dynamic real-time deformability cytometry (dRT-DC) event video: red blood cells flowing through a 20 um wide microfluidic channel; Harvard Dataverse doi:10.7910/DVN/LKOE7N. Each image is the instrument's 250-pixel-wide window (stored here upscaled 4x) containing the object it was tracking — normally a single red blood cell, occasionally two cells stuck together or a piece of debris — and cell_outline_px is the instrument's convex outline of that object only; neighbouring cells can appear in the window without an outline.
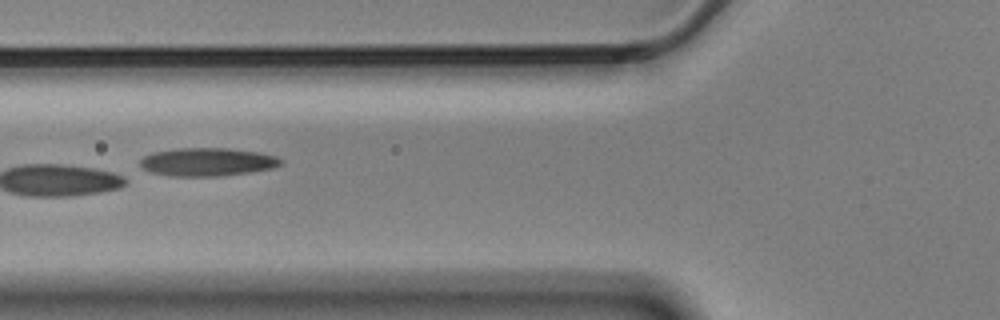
{"species": "Egyptian fruit bat (a non-hibernating species)", "species_latin": "Rousettus aegyptiacus", "temperature_condition": "cold", "stored_images_in_passage": 8, "camera_frame_rate_fps": 3000, "um_per_image_px": 0.085, "animal": {"sex": "male"}, "frame": {"image": 1, "passage_image": 4, "time_ms": 1.0, "image_size_px": [1000, 320], "cell_outline_px": [[284, 164], [272, 168], [252, 172], [220, 176], [172, 176], [152, 172], [140, 168], [140, 160], [144, 156], [152, 152], [180, 148], [228, 148], [260, 152], [276, 156], [284, 160]], "centroid_in_image_um": [17.66, 13.76], "position_along_channel_um": 108.1, "area_um2": 23.35}}
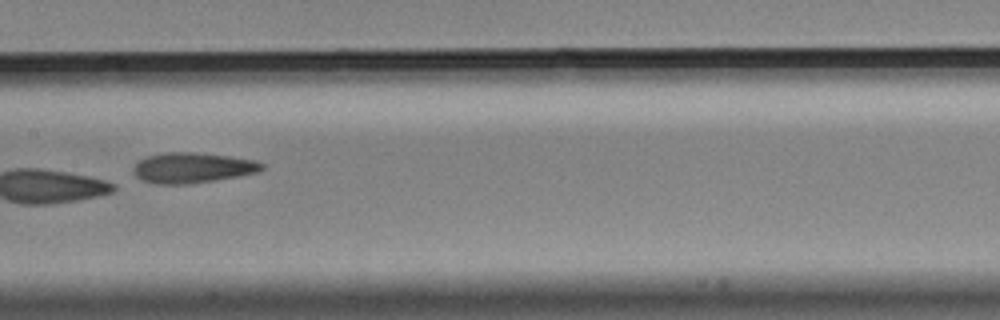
{"frame": {"image": 2, "passage_image": 6, "time_ms": 1.667, "image_size_px": [1000, 320], "cell_outline_px": [[264, 168], [260, 172], [240, 176], [216, 180], [188, 184], [152, 184], [140, 180], [132, 176], [132, 168], [140, 160], [148, 156], [168, 152], [192, 152], [228, 156], [256, 160], [264, 164]], "centroid_in_image_um": [16.34, 14.28], "position_along_channel_um": 191.1, "area_um2": 23.06}}
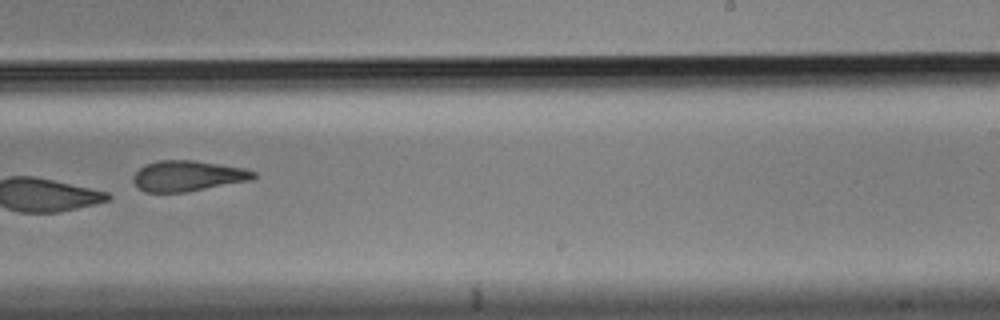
{"frame": {"image": 3, "passage_image": 8, "time_ms": 2.333, "image_size_px": [1000, 320], "cell_outline_px": [[256, 176], [252, 180], [184, 192], [144, 192], [132, 180], [132, 176], [144, 164], [160, 160], [192, 160], [220, 164], [244, 168], [256, 172]], "centroid_in_image_um": [15.95, 14.94], "position_along_channel_um": 273.0, "area_um2": 21.39}}